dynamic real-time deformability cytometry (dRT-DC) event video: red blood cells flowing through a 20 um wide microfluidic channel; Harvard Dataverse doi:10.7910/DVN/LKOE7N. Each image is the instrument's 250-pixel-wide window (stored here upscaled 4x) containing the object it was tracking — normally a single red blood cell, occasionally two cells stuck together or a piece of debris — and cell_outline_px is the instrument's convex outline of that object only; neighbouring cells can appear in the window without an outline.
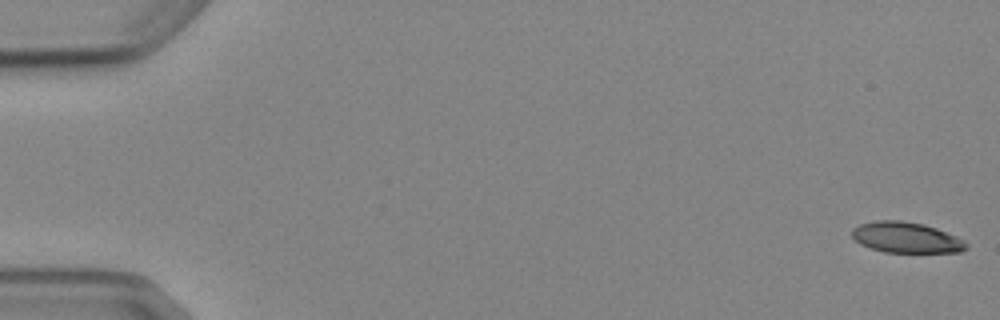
{"species": "Egyptian fruit bat (a non-hibernating species)", "species_latin": "Rousettus aegyptiacus", "temperature_condition": "cold", "stored_images_in_passage": 5, "camera_frame_rate_fps": 3000, "um_per_image_px": 0.085, "animal": {"sex": "female"}, "frame": {"image": 1, "passage_image": 1, "time_ms": 0.0, "image_size_px": [1000, 320], "cell_outline_px": [[968, 248], [960, 252], [884, 252], [860, 244], [852, 236], [852, 228], [860, 224], [876, 220], [900, 220], [924, 224], [936, 228], [956, 236], [964, 240], [968, 244]], "centroid_in_image_um": [77.04, 20.18], "position_along_channel_um": 8.0, "area_um2": 20.46}}
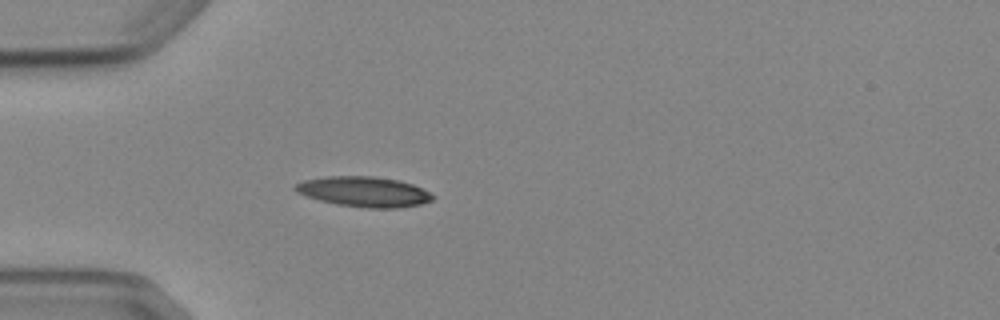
{"frame": {"image": 2, "passage_image": 5, "time_ms": 5.0, "image_size_px": [1000, 320], "cell_outline_px": [[436, 196], [432, 200], [420, 204], [400, 208], [368, 208], [336, 204], [320, 200], [296, 192], [292, 188], [296, 184], [304, 180], [328, 176], [376, 176], [396, 180], [412, 184]], "centroid_in_image_um": [30.93, 16.29], "position_along_channel_um": 54.1, "area_um2": 24.04}}